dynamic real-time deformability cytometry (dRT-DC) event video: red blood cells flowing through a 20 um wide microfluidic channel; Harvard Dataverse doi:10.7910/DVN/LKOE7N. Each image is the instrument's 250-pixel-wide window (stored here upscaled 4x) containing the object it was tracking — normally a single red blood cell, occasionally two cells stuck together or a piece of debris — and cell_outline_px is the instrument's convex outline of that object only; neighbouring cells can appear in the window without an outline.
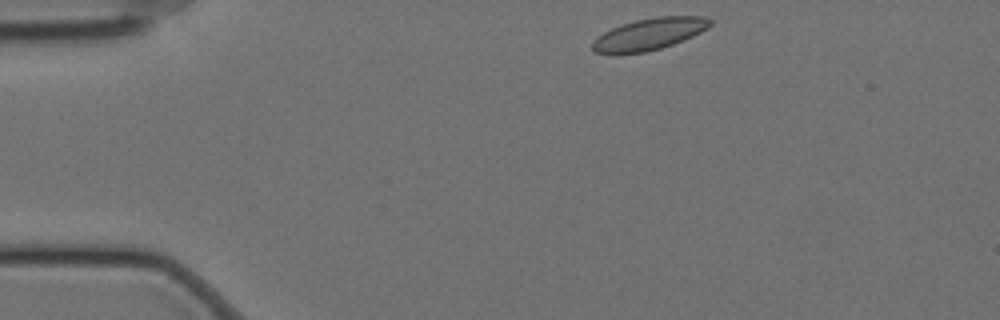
{"species": "Egyptian fruit bat (a non-hibernating species)", "species_latin": "Rousettus aegyptiacus", "temperature_condition": "cold", "stored_images_in_passage": 49, "camera_frame_rate_fps": 3000, "um_per_image_px": 0.085, "animal": {"sex": "female"}, "frame": {"image": 1, "passage_image": 1, "time_ms": 0.0, "image_size_px": [1000, 320], "cell_outline_px": [[712, 24], [708, 28], [684, 40], [660, 48], [644, 52], [620, 56], [608, 56], [596, 52], [592, 48], [592, 40], [596, 36], [612, 28], [636, 20], [656, 16], [704, 16], [712, 20]], "centroid_in_image_um": [55.12, 2.93], "position_along_channel_um": 29.9, "area_um2": 22.25}}
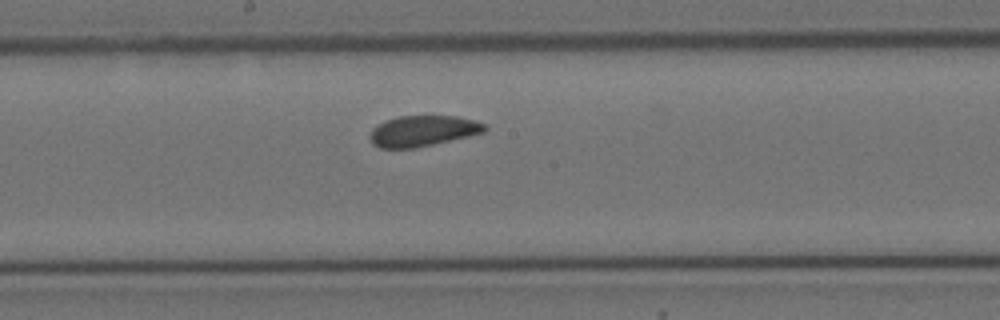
{"frame": {"image": 2, "passage_image": 22, "time_ms": 7.0, "image_size_px": [1000, 320], "cell_outline_px": [[488, 128], [484, 132], [416, 148], [380, 148], [372, 144], [368, 136], [372, 128], [376, 124], [400, 116], [456, 116], [472, 120], [484, 124]], "centroid_in_image_um": [35.88, 11.13], "position_along_channel_um": 212.3, "area_um2": 20.46}}
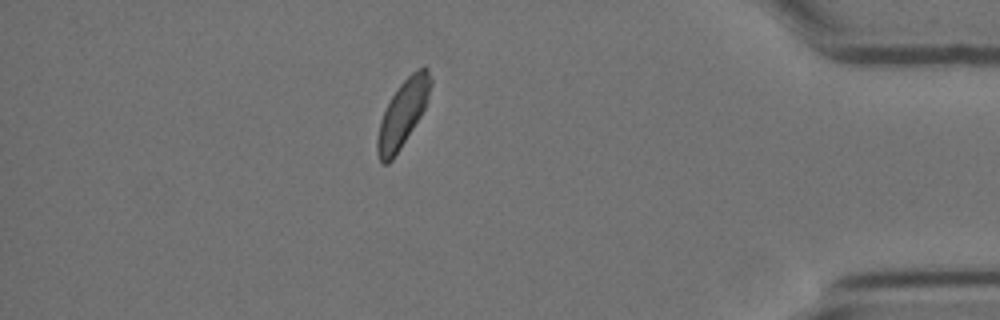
{"frame": {"image": 3, "passage_image": 42, "time_ms": 13.667, "image_size_px": [1000, 320], "cell_outline_px": [[432, 84], [424, 108], [420, 116], [400, 148], [392, 160], [388, 164], [380, 164], [376, 152], [376, 136], [380, 120], [392, 96], [400, 84], [412, 72], [424, 64], [428, 68], [432, 80]], "centroid_in_image_um": [34.21, 9.66], "position_along_channel_um": 401.0, "area_um2": 20.52}, "authors_computed_cell_mechanics": {"area_um2": 21.2704, "velocity_mm_per_s": 3.419, "shape_relaxation_time_tau1_ms": 3.8571, "shape_relaxation_time_tau2_ms": 2.8417, "deformation_change_tau1": 0.0741, "deformation_change_tau2": 0.0574}}